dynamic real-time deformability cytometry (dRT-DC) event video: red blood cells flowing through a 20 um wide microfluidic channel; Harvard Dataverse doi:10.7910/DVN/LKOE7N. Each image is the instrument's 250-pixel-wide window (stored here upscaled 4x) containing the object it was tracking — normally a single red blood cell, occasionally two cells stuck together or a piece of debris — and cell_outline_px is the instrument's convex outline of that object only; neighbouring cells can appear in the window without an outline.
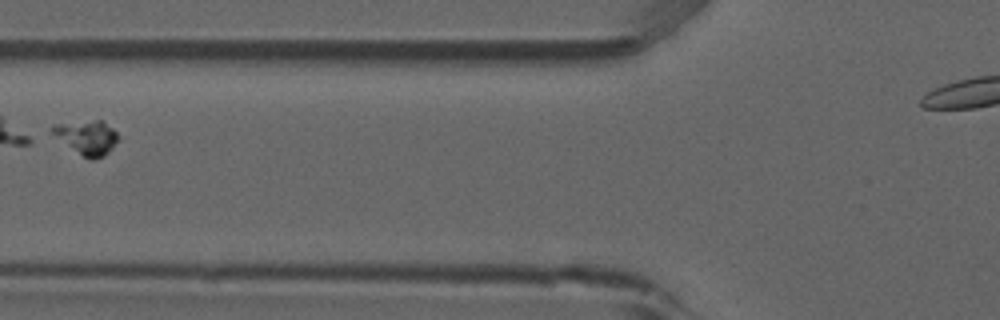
{"species": "common noctule bat (a hibernating species)", "species_latin": "Nyctalus noctula", "temperature_condition": "room temperature", "stored_images_in_passage": 2, "camera_frame_rate_fps": 3000, "um_per_image_px": 0.085, "animal": {"sex": "male", "forearm_length_mm": 52.5}, "frame": {"image": 1, "passage_image": 2, "time_ms": 0.333, "image_size_px": [1000, 320], "cell_outline_px": [[116, 140], [112, 148], [104, 156], [96, 160], [92, 160], [84, 156], [52, 132], [52, 128], [56, 124], [96, 120], [100, 120], [112, 128], [116, 132]], "centroid_in_image_um": [7.44, 11.68], "position_along_channel_um": 118.4, "area_um2": 12.25}}